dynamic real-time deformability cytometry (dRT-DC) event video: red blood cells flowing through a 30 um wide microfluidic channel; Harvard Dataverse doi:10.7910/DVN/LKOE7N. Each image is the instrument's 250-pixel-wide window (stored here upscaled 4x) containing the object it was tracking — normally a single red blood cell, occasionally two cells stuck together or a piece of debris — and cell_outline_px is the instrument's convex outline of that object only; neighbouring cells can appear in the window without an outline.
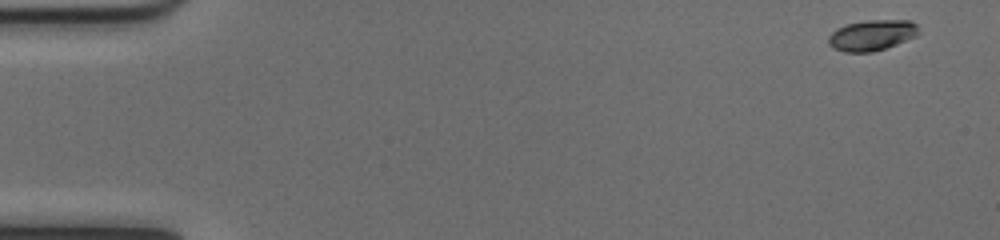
{"species": "common noctule bat (a hibernating species)", "species_latin": "Nyctalus noctula", "temperature_condition": "cold", "stored_images_in_passage": 10, "camera_frame_rate_fps": 3000, "um_per_image_px": 0.085, "animal": {"sex": "female", "body_mass_g": 17.0, "forearm_length_mm": 48.0}, "frame": {"image": 1, "passage_image": 1, "time_ms": 0.0, "image_size_px": [1000, 240], "cell_outline_px": [[920, 32], [916, 36], [896, 44], [872, 52], [844, 52], [832, 48], [828, 44], [828, 36], [836, 28], [844, 24], [864, 20], [908, 20], [916, 24]], "centroid_in_image_um": [74.07, 2.98], "position_along_channel_um": 10.9, "area_um2": 16.3}}